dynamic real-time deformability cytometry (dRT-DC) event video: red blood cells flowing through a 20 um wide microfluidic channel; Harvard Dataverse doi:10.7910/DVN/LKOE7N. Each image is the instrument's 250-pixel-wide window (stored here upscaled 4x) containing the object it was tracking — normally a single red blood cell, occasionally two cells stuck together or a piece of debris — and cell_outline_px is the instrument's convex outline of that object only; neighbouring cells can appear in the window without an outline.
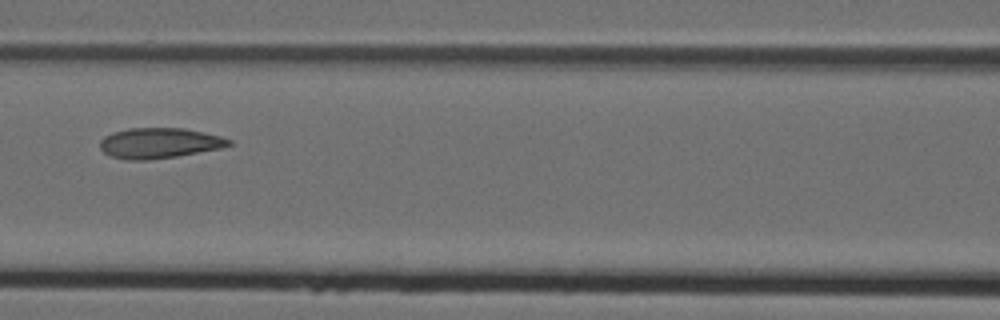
{"species": "Egyptian fruit bat (a non-hibernating species)", "species_latin": "Rousettus aegyptiacus", "temperature_condition": "cold", "stored_images_in_passage": 9, "camera_frame_rate_fps": 3000, "um_per_image_px": 0.085, "animal": {"sex": "female"}, "frame": {"image": 1, "passage_image": 6, "time_ms": 1.667, "image_size_px": [1000, 320], "cell_outline_px": [[232, 144], [220, 148], [176, 156], [148, 160], [128, 160], [112, 156], [104, 152], [100, 148], [100, 140], [104, 136], [112, 132], [128, 128], [184, 128], [220, 136], [232, 140]], "centroid_in_image_um": [13.51, 12.15], "position_along_channel_um": 153.1, "area_um2": 22.72}}
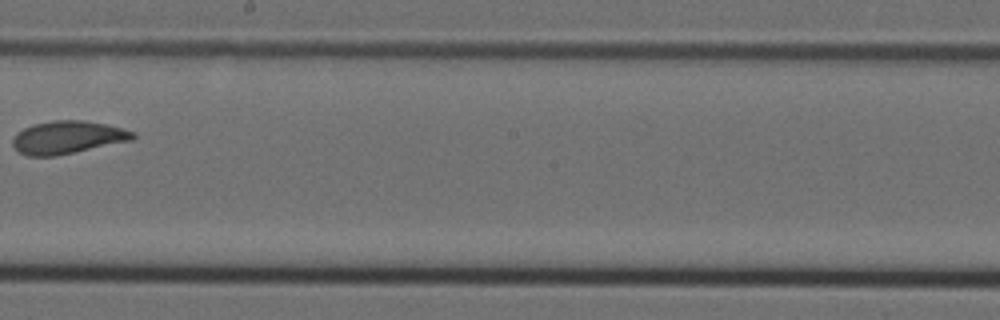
{"frame": {"image": 2, "passage_image": 8, "time_ms": 2.333, "image_size_px": [1000, 320], "cell_outline_px": [[136, 136], [132, 140], [56, 156], [28, 156], [20, 152], [12, 144], [12, 140], [16, 132], [32, 124], [56, 120], [84, 120], [124, 128], [136, 132]], "centroid_in_image_um": [5.75, 11.67], "position_along_channel_um": 242.4, "area_um2": 23.0}}
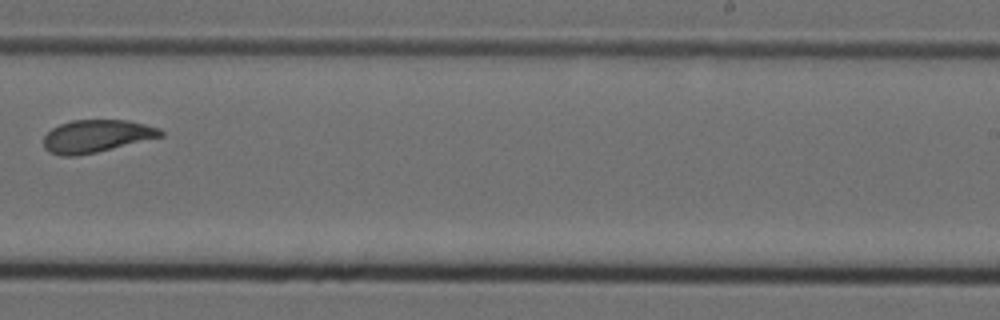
{"frame": {"image": 3, "passage_image": 9, "time_ms": 2.667, "image_size_px": [1000, 320], "cell_outline_px": [[164, 136], [96, 152], [76, 156], [60, 156], [48, 152], [44, 148], [44, 136], [52, 128], [60, 124], [72, 120], [128, 120], [160, 128], [164, 132]], "centroid_in_image_um": [8.19, 11.57], "position_along_channel_um": 280.8, "area_um2": 22.25}}